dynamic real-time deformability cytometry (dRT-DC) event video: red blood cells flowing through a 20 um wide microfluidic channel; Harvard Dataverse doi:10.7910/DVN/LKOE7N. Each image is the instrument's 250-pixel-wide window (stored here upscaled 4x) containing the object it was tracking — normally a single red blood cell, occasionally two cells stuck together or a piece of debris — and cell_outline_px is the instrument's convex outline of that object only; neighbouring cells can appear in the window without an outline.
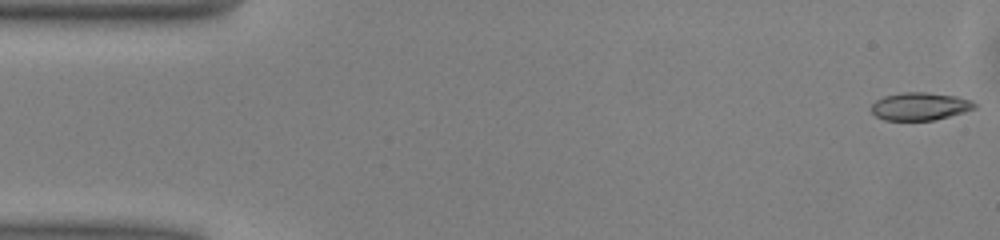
{"species": "common noctule bat (a hibernating species)", "species_latin": "Nyctalus noctula", "temperature_condition": "warm", "stored_images_in_passage": 50, "camera_frame_rate_fps": 3000, "um_per_image_px": 0.085, "animal": {"sex": "male", "body_mass_g": 13.0, "forearm_length_mm": 53.1}, "frame": {"image": 1, "passage_image": 1, "time_ms": 0.0, "image_size_px": [1000, 240], "cell_outline_px": [[976, 108], [964, 112], [932, 120], [884, 120], [876, 116], [872, 112], [872, 104], [876, 100], [884, 96], [904, 92], [924, 92], [956, 96], [972, 100], [976, 104]], "centroid_in_image_um": [78.2, 9.03], "position_along_channel_um": 6.8, "area_um2": 16.59}}
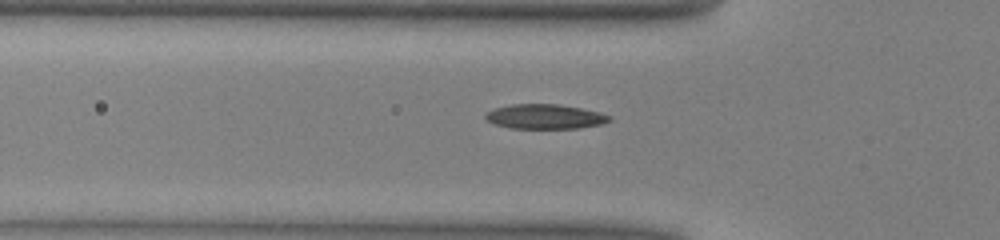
{"frame": {"image": 2, "passage_image": 16, "time_ms": 5.0, "image_size_px": [1000, 240], "cell_outline_px": [[612, 120], [604, 124], [580, 128], [512, 128], [496, 124], [488, 120], [484, 116], [484, 112], [496, 108], [512, 104], [560, 104], [600, 112], [612, 116]], "centroid_in_image_um": [46.37, 9.91], "position_along_channel_um": 79.4, "area_um2": 17.86}}
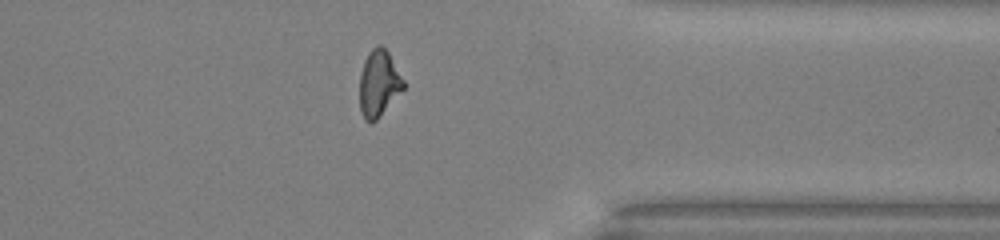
{"frame": {"image": 3, "passage_image": 39, "time_ms": 12.667, "image_size_px": [1000, 240], "cell_outline_px": [[404, 88], [376, 120], [372, 124], [364, 120], [360, 112], [360, 72], [364, 60], [368, 52], [376, 44], [380, 44], [388, 52], [404, 80]], "centroid_in_image_um": [32.17, 7.09], "position_along_channel_um": 379.2, "area_um2": 16.99}, "authors_computed_cell_mechanics": {"area_um2": 17.2822, "velocity_mm_per_s": 4.0768, "shape_relaxation_time_tau1_ms": 6.2589, "shape_relaxation_time_tau2_ms": 1.8872, "deformation_change_tau1": 0.2113, "deformation_change_tau2": 0.0843}}